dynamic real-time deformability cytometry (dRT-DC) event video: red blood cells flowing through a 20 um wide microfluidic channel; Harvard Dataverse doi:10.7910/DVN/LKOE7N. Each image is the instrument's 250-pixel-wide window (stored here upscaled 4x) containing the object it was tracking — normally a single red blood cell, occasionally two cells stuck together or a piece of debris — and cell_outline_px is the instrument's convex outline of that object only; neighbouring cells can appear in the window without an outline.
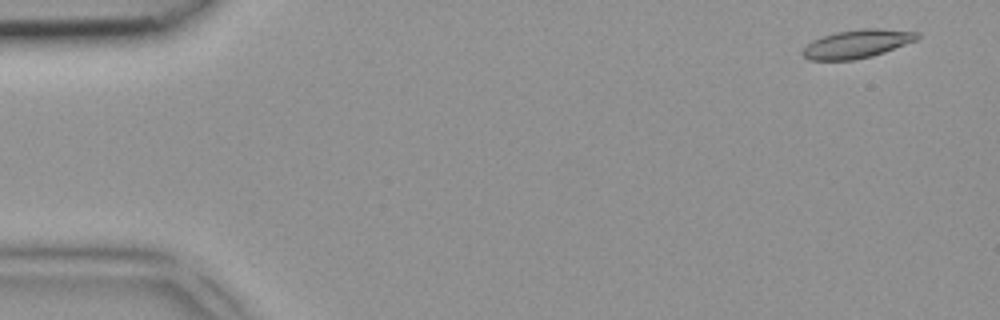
{"species": "common noctule bat (a hibernating species)", "species_latin": "Nyctalus noctula", "temperature_condition": "room temperature", "stored_images_in_passage": 5, "segment_of_instrument_passage": [1, 2], "camera_frame_rate_fps": 3000, "um_per_image_px": 0.085, "animal": {"sex": "female", "body_mass_g": 18.4}, "frame": {"image": 1, "passage_image": 1, "time_ms": 0.0, "image_size_px": [1000, 320], "cell_outline_px": [[920, 36], [916, 40], [884, 52], [872, 56], [852, 60], [808, 60], [800, 52], [812, 40], [836, 32], [864, 28], [876, 28], [920, 32]], "centroid_in_image_um": [72.84, 3.73], "position_along_channel_um": 12.2, "area_um2": 18.84}}
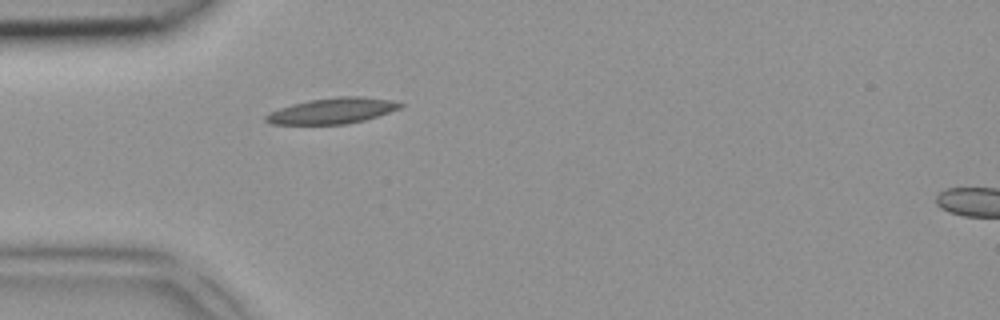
{"frame": {"image": 2, "passage_image": 4, "time_ms": 1.0, "image_size_px": [1000, 320], "cell_outline_px": [[404, 104], [400, 108], [364, 120], [344, 124], [272, 124], [264, 120], [264, 116], [268, 112], [292, 104], [308, 100], [340, 96], [364, 96], [392, 100]], "centroid_in_image_um": [28.22, 9.41], "position_along_channel_um": 56.8, "area_um2": 20.11}}